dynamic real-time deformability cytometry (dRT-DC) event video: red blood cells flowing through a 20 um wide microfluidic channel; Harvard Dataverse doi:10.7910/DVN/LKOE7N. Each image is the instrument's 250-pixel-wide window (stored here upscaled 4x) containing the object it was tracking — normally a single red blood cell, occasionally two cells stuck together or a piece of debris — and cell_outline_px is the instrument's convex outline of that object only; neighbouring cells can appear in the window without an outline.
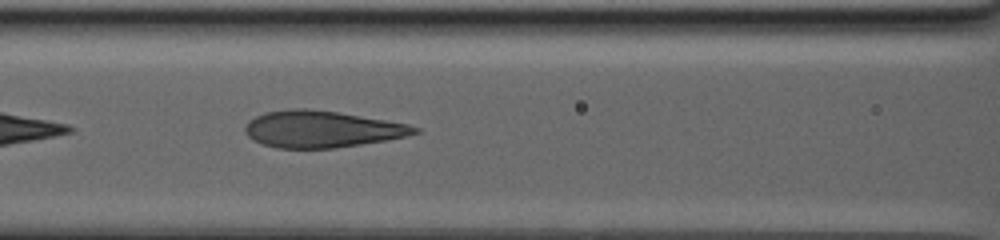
{"species": "human", "species_latin": "Homo sapiens", "temperature_condition": "warm", "stored_images_in_passage": 60, "camera_frame_rate_fps": 3000, "um_per_image_px": 0.085, "donor": {"sex": "male"}, "frame": {"image": 1, "passage_image": 11, "time_ms": 2.667, "image_size_px": [1000, 240], "cell_outline_px": [[420, 132], [408, 136], [336, 148], [276, 148], [264, 144], [248, 136], [244, 132], [244, 128], [248, 120], [264, 112], [292, 108], [308, 108], [336, 112], [408, 124], [420, 128]], "centroid_in_image_um": [27.32, 10.97], "position_along_channel_um": 139.3, "area_um2": 36.07}}
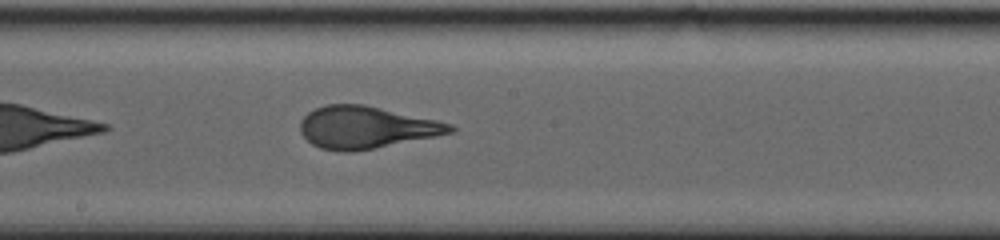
{"frame": {"image": 2, "passage_image": 21, "time_ms": 5.667, "image_size_px": [1000, 240], "cell_outline_px": [[456, 128], [452, 132], [436, 136], [376, 148], [352, 152], [340, 152], [320, 148], [312, 144], [300, 132], [300, 120], [308, 112], [316, 108], [328, 104], [364, 104], [436, 120], [452, 124]], "centroid_in_image_um": [31.09, 10.83], "position_along_channel_um": 217.1, "area_um2": 36.76}}
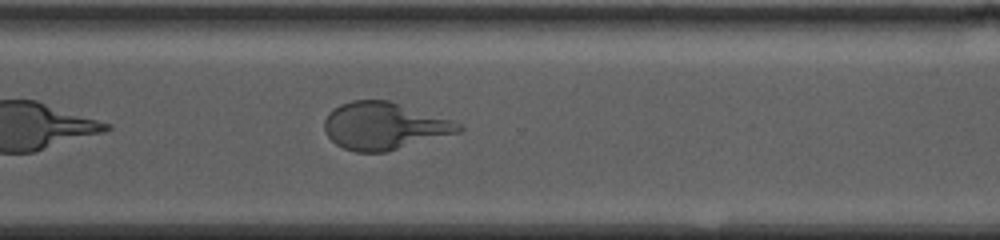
{"frame": {"image": 3, "passage_image": 41, "time_ms": 10.333, "image_size_px": [1000, 240], "cell_outline_px": [[464, 128], [460, 132], [384, 152], [356, 152], [344, 148], [336, 144], [328, 136], [324, 128], [324, 120], [328, 112], [332, 108], [340, 104], [352, 100], [388, 100], [460, 124]], "centroid_in_image_um": [32.58, 10.7], "position_along_channel_um": 338.0, "area_um2": 36.41}, "authors_computed_cell_mechanics": {"area_um2": 36.6741, "velocity_mm_per_s": 2.5946, "shape_relaxation_time_tau1_ms": 8.044, "shape_relaxation_time_tau2_ms": null, "deformation_change_tau1": 0.2573, "deformation_change_tau2": null}}